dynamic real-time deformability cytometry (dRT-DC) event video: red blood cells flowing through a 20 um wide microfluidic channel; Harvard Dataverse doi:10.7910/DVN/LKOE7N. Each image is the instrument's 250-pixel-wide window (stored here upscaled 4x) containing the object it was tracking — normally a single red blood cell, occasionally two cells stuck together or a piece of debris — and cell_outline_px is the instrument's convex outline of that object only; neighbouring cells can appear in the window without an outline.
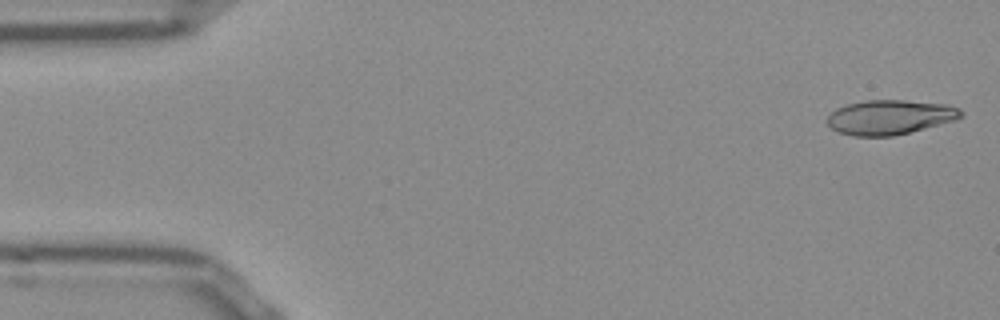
{"species": "Egyptian fruit bat (a non-hibernating species)", "species_latin": "Rousettus aegyptiacus", "temperature_condition": "room temperature", "stored_images_in_passage": 51, "camera_frame_rate_fps": 3000, "um_per_image_px": 0.085, "frame": {"image": 1, "passage_image": 1, "time_ms": 0.0, "image_size_px": [1000, 320], "cell_outline_px": [[964, 116], [956, 120], [892, 136], [856, 136], [840, 132], [832, 128], [828, 124], [828, 116], [836, 108], [848, 104], [864, 100], [904, 100], [944, 104], [960, 108], [964, 112]], "centroid_in_image_um": [75.67, 9.95], "position_along_channel_um": 9.3, "area_um2": 26.76}}
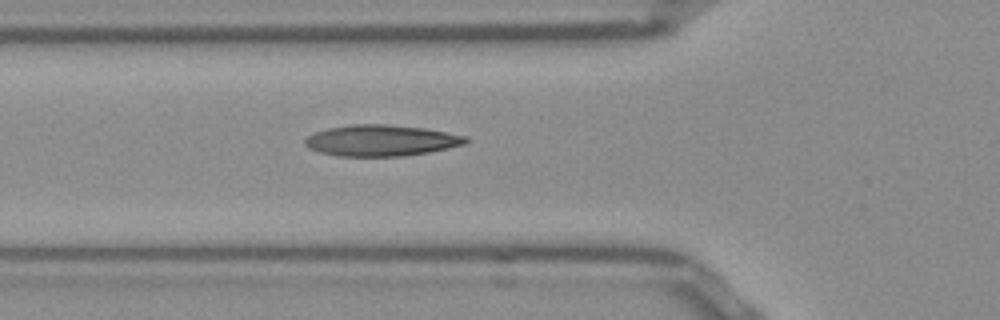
{"frame": {"image": 2, "passage_image": 17, "time_ms": 5.333, "image_size_px": [1000, 320], "cell_outline_px": [[468, 140], [464, 144], [448, 148], [428, 152], [404, 156], [336, 156], [320, 152], [308, 148], [304, 144], [304, 140], [308, 136], [316, 132], [328, 128], [352, 124], [388, 124], [424, 128], [468, 136]], "centroid_in_image_um": [32.39, 11.94], "position_along_channel_um": 93.4, "area_um2": 29.19}}
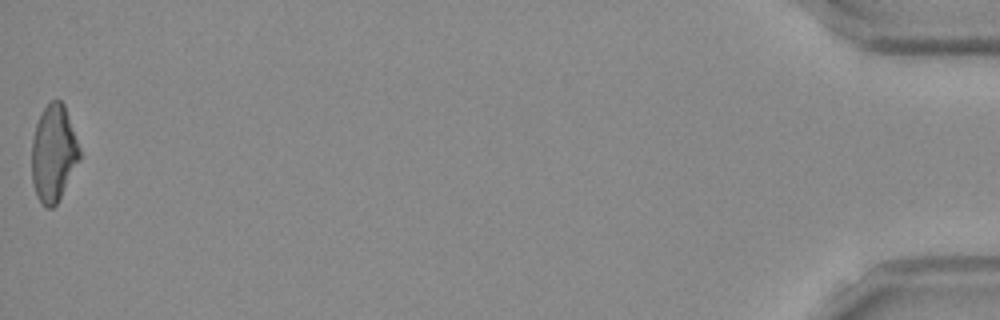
{"frame": {"image": 3, "passage_image": 51, "time_ms": 16.667, "image_size_px": [1000, 320], "cell_outline_px": [[80, 160], [56, 204], [52, 208], [44, 208], [36, 196], [32, 184], [32, 140], [36, 124], [44, 108], [52, 100], [60, 100], [64, 104], [80, 148]], "centroid_in_image_um": [4.54, 13.06], "position_along_channel_um": 430.7, "area_um2": 26.88}, "authors_computed_cell_mechanics": {"area_um2": 27.5706, "velocity_mm_per_s": 3.8763, "shape_relaxation_time_tau1_ms": null, "shape_relaxation_time_tau2_ms": 1.8921, "deformation_change_tau1": null, "deformation_change_tau2": 0.0896}}